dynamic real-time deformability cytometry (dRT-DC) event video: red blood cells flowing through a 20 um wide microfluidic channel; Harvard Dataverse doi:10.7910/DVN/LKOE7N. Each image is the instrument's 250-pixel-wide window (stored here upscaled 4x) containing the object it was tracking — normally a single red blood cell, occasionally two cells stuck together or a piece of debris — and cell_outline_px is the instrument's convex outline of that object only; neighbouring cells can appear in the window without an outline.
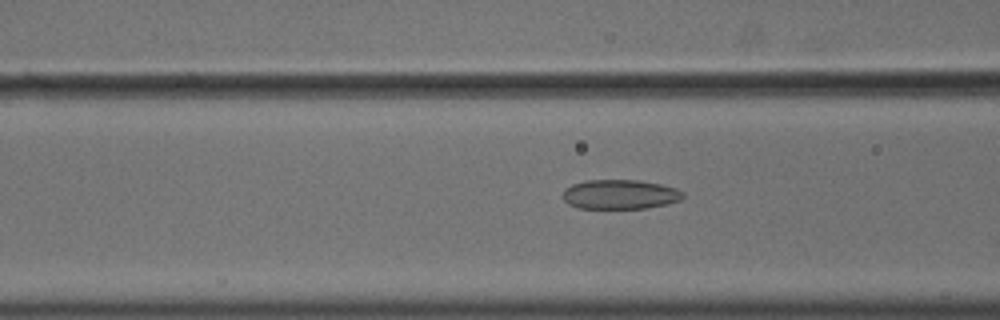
{"species": "common noctule bat (a hibernating species)", "species_latin": "Nyctalus noctula", "temperature_condition": "cold", "stored_images_in_passage": 56, "camera_frame_rate_fps": 3000, "um_per_image_px": 0.085, "animal": {"sex": "male", "body_mass_g": 18.8}, "frame": {"image": 1, "passage_image": 23, "time_ms": 7.333, "image_size_px": [1000, 320], "cell_outline_px": [[684, 196], [680, 200], [668, 204], [648, 208], [576, 208], [568, 204], [560, 196], [564, 188], [572, 184], [584, 180], [640, 180], [660, 184], [676, 188], [684, 192]], "centroid_in_image_um": [52.67, 16.52], "position_along_channel_um": 113.9, "area_um2": 20.98}}
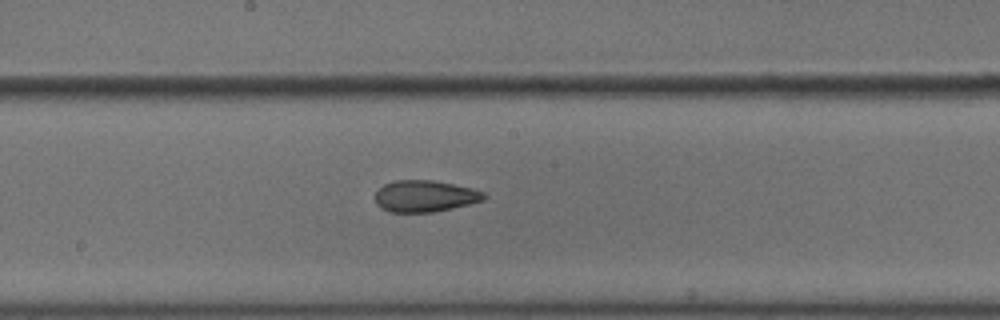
{"frame": {"image": 2, "passage_image": 31, "time_ms": 10.0, "image_size_px": [1000, 320], "cell_outline_px": [[488, 196], [484, 200], [452, 208], [432, 212], [392, 212], [380, 208], [376, 204], [376, 192], [384, 184], [392, 180], [432, 180], [472, 188], [484, 192]], "centroid_in_image_um": [36.11, 16.67], "position_along_channel_um": 212.1, "area_um2": 20.0}}
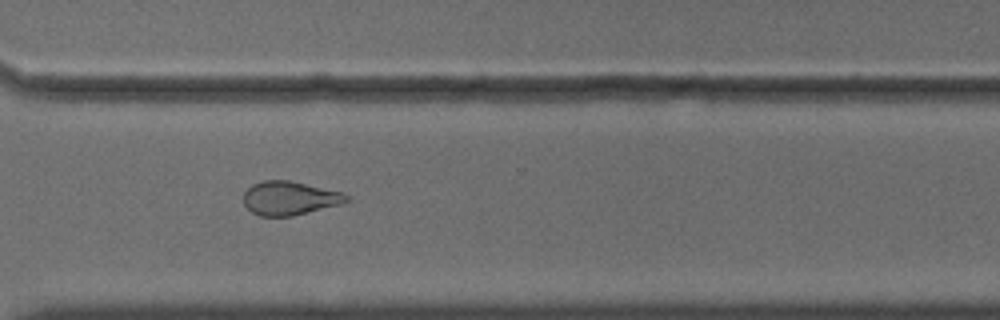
{"frame": {"image": 3, "passage_image": 42, "time_ms": 13.667, "image_size_px": [1000, 320], "cell_outline_px": [[348, 200], [340, 204], [292, 216], [260, 216], [252, 212], [244, 204], [244, 192], [252, 184], [264, 180], [288, 180], [344, 192], [348, 196]], "centroid_in_image_um": [24.6, 16.84], "position_along_channel_um": 346.0, "area_um2": 20.11}, "authors_computed_cell_mechanics": {"area_um2": 21.9062, "velocity_mm_per_s": 3.6575, "shape_relaxation_time_tau1_ms": 7.4439, "shape_relaxation_time_tau2_ms": 3.0922, "deformation_change_tau1": 0.1373, "deformation_change_tau2": 0.094}}